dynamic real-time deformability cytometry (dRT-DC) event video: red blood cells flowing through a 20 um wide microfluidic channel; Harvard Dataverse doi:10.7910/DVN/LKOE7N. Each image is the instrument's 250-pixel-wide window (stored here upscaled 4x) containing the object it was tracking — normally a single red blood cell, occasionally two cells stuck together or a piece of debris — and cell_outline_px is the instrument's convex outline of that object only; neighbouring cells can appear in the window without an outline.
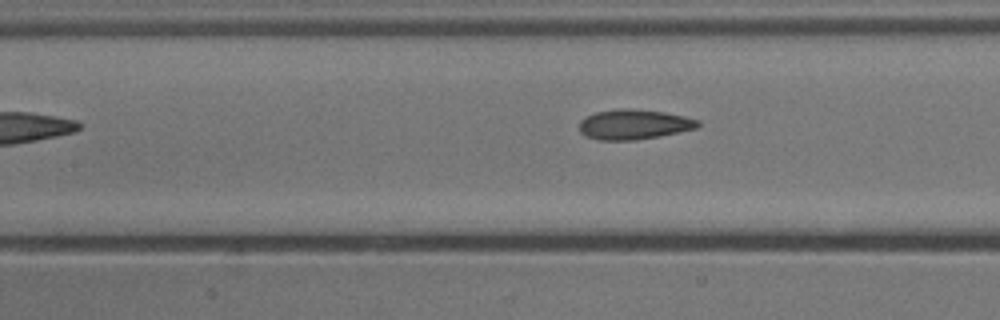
{"species": "common noctule bat (a hibernating species)", "species_latin": "Nyctalus noctula", "temperature_condition": "cold", "stored_images_in_passage": 5, "camera_frame_rate_fps": 3000, "um_per_image_px": 0.085, "animal": {"sex": "male", "body_mass_g": 13.3}, "frame": {"image": 1, "passage_image": 5, "time_ms": 1.333, "image_size_px": [1000, 320], "cell_outline_px": [[700, 124], [696, 128], [680, 132], [636, 140], [600, 140], [588, 136], [580, 132], [580, 120], [596, 112], [620, 108], [628, 108], [664, 112], [684, 116], [700, 120]], "centroid_in_image_um": [53.91, 10.57], "position_along_channel_um": 153.5, "area_um2": 20.58}}